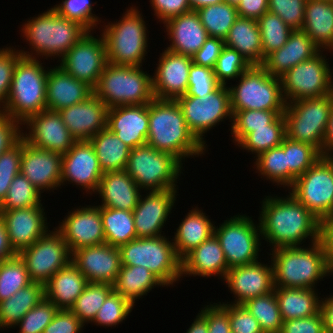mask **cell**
<instances>
[{"instance_id":"50","label":"cell","mask_w":333,"mask_h":333,"mask_svg":"<svg viewBox=\"0 0 333 333\" xmlns=\"http://www.w3.org/2000/svg\"><path fill=\"white\" fill-rule=\"evenodd\" d=\"M263 48V62L271 52L280 49L287 41L293 29L278 15L265 12L258 20Z\"/></svg>"},{"instance_id":"11","label":"cell","mask_w":333,"mask_h":333,"mask_svg":"<svg viewBox=\"0 0 333 333\" xmlns=\"http://www.w3.org/2000/svg\"><path fill=\"white\" fill-rule=\"evenodd\" d=\"M332 106L333 94L286 103V136L310 144L321 153Z\"/></svg>"},{"instance_id":"67","label":"cell","mask_w":333,"mask_h":333,"mask_svg":"<svg viewBox=\"0 0 333 333\" xmlns=\"http://www.w3.org/2000/svg\"><path fill=\"white\" fill-rule=\"evenodd\" d=\"M22 124L0 112V155L22 138Z\"/></svg>"},{"instance_id":"18","label":"cell","mask_w":333,"mask_h":333,"mask_svg":"<svg viewBox=\"0 0 333 333\" xmlns=\"http://www.w3.org/2000/svg\"><path fill=\"white\" fill-rule=\"evenodd\" d=\"M103 174L94 147L89 140L76 141L62 155V186L74 183L92 195L97 191Z\"/></svg>"},{"instance_id":"66","label":"cell","mask_w":333,"mask_h":333,"mask_svg":"<svg viewBox=\"0 0 333 333\" xmlns=\"http://www.w3.org/2000/svg\"><path fill=\"white\" fill-rule=\"evenodd\" d=\"M150 5L154 9V16L163 24L171 18L192 11L189 0H150Z\"/></svg>"},{"instance_id":"51","label":"cell","mask_w":333,"mask_h":333,"mask_svg":"<svg viewBox=\"0 0 333 333\" xmlns=\"http://www.w3.org/2000/svg\"><path fill=\"white\" fill-rule=\"evenodd\" d=\"M285 110H243L232 112L231 135L237 145L252 128H261L269 125L278 115Z\"/></svg>"},{"instance_id":"31","label":"cell","mask_w":333,"mask_h":333,"mask_svg":"<svg viewBox=\"0 0 333 333\" xmlns=\"http://www.w3.org/2000/svg\"><path fill=\"white\" fill-rule=\"evenodd\" d=\"M164 25L171 42L166 49L186 56L192 57L209 37L193 10L169 19Z\"/></svg>"},{"instance_id":"23","label":"cell","mask_w":333,"mask_h":333,"mask_svg":"<svg viewBox=\"0 0 333 333\" xmlns=\"http://www.w3.org/2000/svg\"><path fill=\"white\" fill-rule=\"evenodd\" d=\"M71 262L89 283L113 285L121 268V254L118 247L104 243L73 251Z\"/></svg>"},{"instance_id":"49","label":"cell","mask_w":333,"mask_h":333,"mask_svg":"<svg viewBox=\"0 0 333 333\" xmlns=\"http://www.w3.org/2000/svg\"><path fill=\"white\" fill-rule=\"evenodd\" d=\"M30 283L32 281L25 262L18 254L0 262V302L10 298Z\"/></svg>"},{"instance_id":"64","label":"cell","mask_w":333,"mask_h":333,"mask_svg":"<svg viewBox=\"0 0 333 333\" xmlns=\"http://www.w3.org/2000/svg\"><path fill=\"white\" fill-rule=\"evenodd\" d=\"M224 47V39L208 37L202 47L192 56V62L199 66L214 69Z\"/></svg>"},{"instance_id":"65","label":"cell","mask_w":333,"mask_h":333,"mask_svg":"<svg viewBox=\"0 0 333 333\" xmlns=\"http://www.w3.org/2000/svg\"><path fill=\"white\" fill-rule=\"evenodd\" d=\"M280 333H324L322 313L306 318L284 320Z\"/></svg>"},{"instance_id":"3","label":"cell","mask_w":333,"mask_h":333,"mask_svg":"<svg viewBox=\"0 0 333 333\" xmlns=\"http://www.w3.org/2000/svg\"><path fill=\"white\" fill-rule=\"evenodd\" d=\"M31 18L20 30L31 48V53L19 50L25 57L61 59L88 32L81 24L59 16L53 8Z\"/></svg>"},{"instance_id":"2","label":"cell","mask_w":333,"mask_h":333,"mask_svg":"<svg viewBox=\"0 0 333 333\" xmlns=\"http://www.w3.org/2000/svg\"><path fill=\"white\" fill-rule=\"evenodd\" d=\"M149 131L147 144L170 153L181 162L205 154L206 146L189 130L176 100L154 98L148 104Z\"/></svg>"},{"instance_id":"13","label":"cell","mask_w":333,"mask_h":333,"mask_svg":"<svg viewBox=\"0 0 333 333\" xmlns=\"http://www.w3.org/2000/svg\"><path fill=\"white\" fill-rule=\"evenodd\" d=\"M323 52L298 63L280 77L286 103L333 94V69Z\"/></svg>"},{"instance_id":"39","label":"cell","mask_w":333,"mask_h":333,"mask_svg":"<svg viewBox=\"0 0 333 333\" xmlns=\"http://www.w3.org/2000/svg\"><path fill=\"white\" fill-rule=\"evenodd\" d=\"M316 289L274 287L282 320L306 318L320 311Z\"/></svg>"},{"instance_id":"52","label":"cell","mask_w":333,"mask_h":333,"mask_svg":"<svg viewBox=\"0 0 333 333\" xmlns=\"http://www.w3.org/2000/svg\"><path fill=\"white\" fill-rule=\"evenodd\" d=\"M39 191L31 182L20 172L10 184L4 201L0 204V211L14 210L20 208L34 207L43 205Z\"/></svg>"},{"instance_id":"35","label":"cell","mask_w":333,"mask_h":333,"mask_svg":"<svg viewBox=\"0 0 333 333\" xmlns=\"http://www.w3.org/2000/svg\"><path fill=\"white\" fill-rule=\"evenodd\" d=\"M189 211L174 233V239L172 237L175 251L181 260L214 234V222L203 210L197 206Z\"/></svg>"},{"instance_id":"16","label":"cell","mask_w":333,"mask_h":333,"mask_svg":"<svg viewBox=\"0 0 333 333\" xmlns=\"http://www.w3.org/2000/svg\"><path fill=\"white\" fill-rule=\"evenodd\" d=\"M54 228L18 253L25 262L32 282L45 284L57 271L71 262L72 253L61 233Z\"/></svg>"},{"instance_id":"25","label":"cell","mask_w":333,"mask_h":333,"mask_svg":"<svg viewBox=\"0 0 333 333\" xmlns=\"http://www.w3.org/2000/svg\"><path fill=\"white\" fill-rule=\"evenodd\" d=\"M20 172L41 193L61 186L62 155L37 148L22 138Z\"/></svg>"},{"instance_id":"68","label":"cell","mask_w":333,"mask_h":333,"mask_svg":"<svg viewBox=\"0 0 333 333\" xmlns=\"http://www.w3.org/2000/svg\"><path fill=\"white\" fill-rule=\"evenodd\" d=\"M269 0H241L236 7L238 16L258 20L268 11Z\"/></svg>"},{"instance_id":"10","label":"cell","mask_w":333,"mask_h":333,"mask_svg":"<svg viewBox=\"0 0 333 333\" xmlns=\"http://www.w3.org/2000/svg\"><path fill=\"white\" fill-rule=\"evenodd\" d=\"M231 85V111L243 110H285L280 78L269 74L261 65H251Z\"/></svg>"},{"instance_id":"56","label":"cell","mask_w":333,"mask_h":333,"mask_svg":"<svg viewBox=\"0 0 333 333\" xmlns=\"http://www.w3.org/2000/svg\"><path fill=\"white\" fill-rule=\"evenodd\" d=\"M58 310L48 299H42L15 325L19 327L18 333H42Z\"/></svg>"},{"instance_id":"63","label":"cell","mask_w":333,"mask_h":333,"mask_svg":"<svg viewBox=\"0 0 333 333\" xmlns=\"http://www.w3.org/2000/svg\"><path fill=\"white\" fill-rule=\"evenodd\" d=\"M84 324L71 311L59 309L42 333H81Z\"/></svg>"},{"instance_id":"41","label":"cell","mask_w":333,"mask_h":333,"mask_svg":"<svg viewBox=\"0 0 333 333\" xmlns=\"http://www.w3.org/2000/svg\"><path fill=\"white\" fill-rule=\"evenodd\" d=\"M103 171L125 170L131 148L105 128L89 139Z\"/></svg>"},{"instance_id":"62","label":"cell","mask_w":333,"mask_h":333,"mask_svg":"<svg viewBox=\"0 0 333 333\" xmlns=\"http://www.w3.org/2000/svg\"><path fill=\"white\" fill-rule=\"evenodd\" d=\"M200 310L206 319L208 333H231L229 314L220 304L210 303Z\"/></svg>"},{"instance_id":"7","label":"cell","mask_w":333,"mask_h":333,"mask_svg":"<svg viewBox=\"0 0 333 333\" xmlns=\"http://www.w3.org/2000/svg\"><path fill=\"white\" fill-rule=\"evenodd\" d=\"M138 7L132 5L116 22L101 29L105 40L108 63L141 66L148 49L146 22Z\"/></svg>"},{"instance_id":"42","label":"cell","mask_w":333,"mask_h":333,"mask_svg":"<svg viewBox=\"0 0 333 333\" xmlns=\"http://www.w3.org/2000/svg\"><path fill=\"white\" fill-rule=\"evenodd\" d=\"M105 243L120 247L137 238L132 211L100 206Z\"/></svg>"},{"instance_id":"24","label":"cell","mask_w":333,"mask_h":333,"mask_svg":"<svg viewBox=\"0 0 333 333\" xmlns=\"http://www.w3.org/2000/svg\"><path fill=\"white\" fill-rule=\"evenodd\" d=\"M269 262L270 265L258 261L229 268L223 281L234 295L231 304H243L274 291V269Z\"/></svg>"},{"instance_id":"59","label":"cell","mask_w":333,"mask_h":333,"mask_svg":"<svg viewBox=\"0 0 333 333\" xmlns=\"http://www.w3.org/2000/svg\"><path fill=\"white\" fill-rule=\"evenodd\" d=\"M220 85L212 68L192 63L189 70L188 90L184 96L201 98L215 91Z\"/></svg>"},{"instance_id":"43","label":"cell","mask_w":333,"mask_h":333,"mask_svg":"<svg viewBox=\"0 0 333 333\" xmlns=\"http://www.w3.org/2000/svg\"><path fill=\"white\" fill-rule=\"evenodd\" d=\"M286 137V122L284 115H278L269 125L261 128H252L236 146L252 152L257 157L262 152L282 144Z\"/></svg>"},{"instance_id":"33","label":"cell","mask_w":333,"mask_h":333,"mask_svg":"<svg viewBox=\"0 0 333 333\" xmlns=\"http://www.w3.org/2000/svg\"><path fill=\"white\" fill-rule=\"evenodd\" d=\"M228 270L223 249L214 234L182 259V278L198 275L224 279Z\"/></svg>"},{"instance_id":"69","label":"cell","mask_w":333,"mask_h":333,"mask_svg":"<svg viewBox=\"0 0 333 333\" xmlns=\"http://www.w3.org/2000/svg\"><path fill=\"white\" fill-rule=\"evenodd\" d=\"M327 255H333V212L320 221V239Z\"/></svg>"},{"instance_id":"55","label":"cell","mask_w":333,"mask_h":333,"mask_svg":"<svg viewBox=\"0 0 333 333\" xmlns=\"http://www.w3.org/2000/svg\"><path fill=\"white\" fill-rule=\"evenodd\" d=\"M251 65L235 49L225 46L217 59L214 75L221 85L229 84L227 80H235L241 76Z\"/></svg>"},{"instance_id":"20","label":"cell","mask_w":333,"mask_h":333,"mask_svg":"<svg viewBox=\"0 0 333 333\" xmlns=\"http://www.w3.org/2000/svg\"><path fill=\"white\" fill-rule=\"evenodd\" d=\"M69 247L70 252L105 243L100 206L87 205L70 210L56 228Z\"/></svg>"},{"instance_id":"27","label":"cell","mask_w":333,"mask_h":333,"mask_svg":"<svg viewBox=\"0 0 333 333\" xmlns=\"http://www.w3.org/2000/svg\"><path fill=\"white\" fill-rule=\"evenodd\" d=\"M108 108L94 93L85 101L68 106L58 113L70 134L77 140H89L106 128Z\"/></svg>"},{"instance_id":"48","label":"cell","mask_w":333,"mask_h":333,"mask_svg":"<svg viewBox=\"0 0 333 333\" xmlns=\"http://www.w3.org/2000/svg\"><path fill=\"white\" fill-rule=\"evenodd\" d=\"M256 173L266 180H270L273 184L288 188V165L286 153L283 150V142L281 145L262 152L255 157ZM277 183V184H276Z\"/></svg>"},{"instance_id":"70","label":"cell","mask_w":333,"mask_h":333,"mask_svg":"<svg viewBox=\"0 0 333 333\" xmlns=\"http://www.w3.org/2000/svg\"><path fill=\"white\" fill-rule=\"evenodd\" d=\"M320 312L324 321V332L333 333V295L321 298Z\"/></svg>"},{"instance_id":"57","label":"cell","mask_w":333,"mask_h":333,"mask_svg":"<svg viewBox=\"0 0 333 333\" xmlns=\"http://www.w3.org/2000/svg\"><path fill=\"white\" fill-rule=\"evenodd\" d=\"M22 138L0 155V204L4 201L14 177L20 173Z\"/></svg>"},{"instance_id":"26","label":"cell","mask_w":333,"mask_h":333,"mask_svg":"<svg viewBox=\"0 0 333 333\" xmlns=\"http://www.w3.org/2000/svg\"><path fill=\"white\" fill-rule=\"evenodd\" d=\"M42 206L0 211L9 242L17 254L49 230L45 208Z\"/></svg>"},{"instance_id":"22","label":"cell","mask_w":333,"mask_h":333,"mask_svg":"<svg viewBox=\"0 0 333 333\" xmlns=\"http://www.w3.org/2000/svg\"><path fill=\"white\" fill-rule=\"evenodd\" d=\"M152 76L153 94L156 99L176 100L188 90L189 70L192 57L168 49L160 53Z\"/></svg>"},{"instance_id":"72","label":"cell","mask_w":333,"mask_h":333,"mask_svg":"<svg viewBox=\"0 0 333 333\" xmlns=\"http://www.w3.org/2000/svg\"><path fill=\"white\" fill-rule=\"evenodd\" d=\"M16 255L17 253L14 251L9 242L5 224L0 217V262Z\"/></svg>"},{"instance_id":"9","label":"cell","mask_w":333,"mask_h":333,"mask_svg":"<svg viewBox=\"0 0 333 333\" xmlns=\"http://www.w3.org/2000/svg\"><path fill=\"white\" fill-rule=\"evenodd\" d=\"M182 169L183 163L174 155L145 144L131 149L125 171L145 192L178 189Z\"/></svg>"},{"instance_id":"40","label":"cell","mask_w":333,"mask_h":333,"mask_svg":"<svg viewBox=\"0 0 333 333\" xmlns=\"http://www.w3.org/2000/svg\"><path fill=\"white\" fill-rule=\"evenodd\" d=\"M44 298V284L32 282L0 302V329L14 328L23 316Z\"/></svg>"},{"instance_id":"77","label":"cell","mask_w":333,"mask_h":333,"mask_svg":"<svg viewBox=\"0 0 333 333\" xmlns=\"http://www.w3.org/2000/svg\"><path fill=\"white\" fill-rule=\"evenodd\" d=\"M316 1H326V2H332L333 3V0H316Z\"/></svg>"},{"instance_id":"17","label":"cell","mask_w":333,"mask_h":333,"mask_svg":"<svg viewBox=\"0 0 333 333\" xmlns=\"http://www.w3.org/2000/svg\"><path fill=\"white\" fill-rule=\"evenodd\" d=\"M88 31L70 50L58 61L71 76L87 83L94 88L104 71L108 60L103 35L97 38Z\"/></svg>"},{"instance_id":"32","label":"cell","mask_w":333,"mask_h":333,"mask_svg":"<svg viewBox=\"0 0 333 333\" xmlns=\"http://www.w3.org/2000/svg\"><path fill=\"white\" fill-rule=\"evenodd\" d=\"M95 193L101 196L98 206L133 211L142 192L125 170H119L105 172Z\"/></svg>"},{"instance_id":"71","label":"cell","mask_w":333,"mask_h":333,"mask_svg":"<svg viewBox=\"0 0 333 333\" xmlns=\"http://www.w3.org/2000/svg\"><path fill=\"white\" fill-rule=\"evenodd\" d=\"M321 157L333 159V106L331 107L329 119L324 136Z\"/></svg>"},{"instance_id":"5","label":"cell","mask_w":333,"mask_h":333,"mask_svg":"<svg viewBox=\"0 0 333 333\" xmlns=\"http://www.w3.org/2000/svg\"><path fill=\"white\" fill-rule=\"evenodd\" d=\"M39 58L21 56L15 65L5 107L0 111L23 124L29 117L47 109L46 89L49 67ZM45 68V69H44Z\"/></svg>"},{"instance_id":"21","label":"cell","mask_w":333,"mask_h":333,"mask_svg":"<svg viewBox=\"0 0 333 333\" xmlns=\"http://www.w3.org/2000/svg\"><path fill=\"white\" fill-rule=\"evenodd\" d=\"M177 192V189L152 190L146 192V196L140 195L138 204L132 211L137 238L165 234L162 228L166 224L168 215L172 213Z\"/></svg>"},{"instance_id":"58","label":"cell","mask_w":333,"mask_h":333,"mask_svg":"<svg viewBox=\"0 0 333 333\" xmlns=\"http://www.w3.org/2000/svg\"><path fill=\"white\" fill-rule=\"evenodd\" d=\"M307 0H269L268 11L278 15L293 30H301Z\"/></svg>"},{"instance_id":"19","label":"cell","mask_w":333,"mask_h":333,"mask_svg":"<svg viewBox=\"0 0 333 333\" xmlns=\"http://www.w3.org/2000/svg\"><path fill=\"white\" fill-rule=\"evenodd\" d=\"M26 124V125H25ZM22 128V138L29 144L63 155L77 141L69 132L60 114L56 111L44 110L29 117Z\"/></svg>"},{"instance_id":"29","label":"cell","mask_w":333,"mask_h":333,"mask_svg":"<svg viewBox=\"0 0 333 333\" xmlns=\"http://www.w3.org/2000/svg\"><path fill=\"white\" fill-rule=\"evenodd\" d=\"M321 49L302 30H293L288 41L268 54L261 65L274 77H282L293 66L317 55Z\"/></svg>"},{"instance_id":"76","label":"cell","mask_w":333,"mask_h":333,"mask_svg":"<svg viewBox=\"0 0 333 333\" xmlns=\"http://www.w3.org/2000/svg\"><path fill=\"white\" fill-rule=\"evenodd\" d=\"M224 2L237 7L239 5V3L241 2V0H224Z\"/></svg>"},{"instance_id":"34","label":"cell","mask_w":333,"mask_h":333,"mask_svg":"<svg viewBox=\"0 0 333 333\" xmlns=\"http://www.w3.org/2000/svg\"><path fill=\"white\" fill-rule=\"evenodd\" d=\"M88 283L86 277L70 262L44 284L45 298L58 309L70 310Z\"/></svg>"},{"instance_id":"74","label":"cell","mask_w":333,"mask_h":333,"mask_svg":"<svg viewBox=\"0 0 333 333\" xmlns=\"http://www.w3.org/2000/svg\"><path fill=\"white\" fill-rule=\"evenodd\" d=\"M224 2V0H189L191 10L196 11L201 7Z\"/></svg>"},{"instance_id":"44","label":"cell","mask_w":333,"mask_h":333,"mask_svg":"<svg viewBox=\"0 0 333 333\" xmlns=\"http://www.w3.org/2000/svg\"><path fill=\"white\" fill-rule=\"evenodd\" d=\"M196 12L209 37L221 39L226 38L230 28L239 17L236 7L226 2L204 6Z\"/></svg>"},{"instance_id":"28","label":"cell","mask_w":333,"mask_h":333,"mask_svg":"<svg viewBox=\"0 0 333 333\" xmlns=\"http://www.w3.org/2000/svg\"><path fill=\"white\" fill-rule=\"evenodd\" d=\"M106 128L131 149L147 144L149 131L148 104L109 108Z\"/></svg>"},{"instance_id":"73","label":"cell","mask_w":333,"mask_h":333,"mask_svg":"<svg viewBox=\"0 0 333 333\" xmlns=\"http://www.w3.org/2000/svg\"><path fill=\"white\" fill-rule=\"evenodd\" d=\"M193 321L186 333H208L206 319L200 313H198Z\"/></svg>"},{"instance_id":"54","label":"cell","mask_w":333,"mask_h":333,"mask_svg":"<svg viewBox=\"0 0 333 333\" xmlns=\"http://www.w3.org/2000/svg\"><path fill=\"white\" fill-rule=\"evenodd\" d=\"M92 6L94 5L91 0H62L60 4L54 5L52 8L59 16L81 24L88 31H93L101 20L92 13Z\"/></svg>"},{"instance_id":"12","label":"cell","mask_w":333,"mask_h":333,"mask_svg":"<svg viewBox=\"0 0 333 333\" xmlns=\"http://www.w3.org/2000/svg\"><path fill=\"white\" fill-rule=\"evenodd\" d=\"M214 235L220 242L229 268L258 262L262 237L259 223L255 224L252 217L234 215L219 227L214 226Z\"/></svg>"},{"instance_id":"53","label":"cell","mask_w":333,"mask_h":333,"mask_svg":"<svg viewBox=\"0 0 333 333\" xmlns=\"http://www.w3.org/2000/svg\"><path fill=\"white\" fill-rule=\"evenodd\" d=\"M134 306L114 290L107 296L91 323L97 326L111 327L123 322L132 312Z\"/></svg>"},{"instance_id":"30","label":"cell","mask_w":333,"mask_h":333,"mask_svg":"<svg viewBox=\"0 0 333 333\" xmlns=\"http://www.w3.org/2000/svg\"><path fill=\"white\" fill-rule=\"evenodd\" d=\"M93 94V88L76 79L59 65L50 68L47 76V110L60 111L85 101Z\"/></svg>"},{"instance_id":"1","label":"cell","mask_w":333,"mask_h":333,"mask_svg":"<svg viewBox=\"0 0 333 333\" xmlns=\"http://www.w3.org/2000/svg\"><path fill=\"white\" fill-rule=\"evenodd\" d=\"M285 197L265 196L259 216L261 237L272 247L301 246L320 239V220L289 191Z\"/></svg>"},{"instance_id":"38","label":"cell","mask_w":333,"mask_h":333,"mask_svg":"<svg viewBox=\"0 0 333 333\" xmlns=\"http://www.w3.org/2000/svg\"><path fill=\"white\" fill-rule=\"evenodd\" d=\"M156 286L166 285L149 269L143 266L121 265L113 290L135 306L137 299L143 298L142 296L147 295Z\"/></svg>"},{"instance_id":"46","label":"cell","mask_w":333,"mask_h":333,"mask_svg":"<svg viewBox=\"0 0 333 333\" xmlns=\"http://www.w3.org/2000/svg\"><path fill=\"white\" fill-rule=\"evenodd\" d=\"M243 305L257 319L263 333H280L283 320L275 291L248 299Z\"/></svg>"},{"instance_id":"8","label":"cell","mask_w":333,"mask_h":333,"mask_svg":"<svg viewBox=\"0 0 333 333\" xmlns=\"http://www.w3.org/2000/svg\"><path fill=\"white\" fill-rule=\"evenodd\" d=\"M119 250L121 265L143 266L167 287L182 277V260L177 256L172 240L165 235L136 238L121 245Z\"/></svg>"},{"instance_id":"60","label":"cell","mask_w":333,"mask_h":333,"mask_svg":"<svg viewBox=\"0 0 333 333\" xmlns=\"http://www.w3.org/2000/svg\"><path fill=\"white\" fill-rule=\"evenodd\" d=\"M218 303L229 314L231 333H263L257 319L243 304Z\"/></svg>"},{"instance_id":"36","label":"cell","mask_w":333,"mask_h":333,"mask_svg":"<svg viewBox=\"0 0 333 333\" xmlns=\"http://www.w3.org/2000/svg\"><path fill=\"white\" fill-rule=\"evenodd\" d=\"M225 46L239 52L250 65L263 64V48L256 19L238 17L230 28Z\"/></svg>"},{"instance_id":"15","label":"cell","mask_w":333,"mask_h":333,"mask_svg":"<svg viewBox=\"0 0 333 333\" xmlns=\"http://www.w3.org/2000/svg\"><path fill=\"white\" fill-rule=\"evenodd\" d=\"M289 191L317 219H324L333 212V159L320 157Z\"/></svg>"},{"instance_id":"14","label":"cell","mask_w":333,"mask_h":333,"mask_svg":"<svg viewBox=\"0 0 333 333\" xmlns=\"http://www.w3.org/2000/svg\"><path fill=\"white\" fill-rule=\"evenodd\" d=\"M189 130L205 146V133L228 119L232 125L230 91L228 86L220 85L215 91L201 98L181 96L176 99ZM204 136V137H203Z\"/></svg>"},{"instance_id":"6","label":"cell","mask_w":333,"mask_h":333,"mask_svg":"<svg viewBox=\"0 0 333 333\" xmlns=\"http://www.w3.org/2000/svg\"><path fill=\"white\" fill-rule=\"evenodd\" d=\"M93 93L107 108L125 105L149 104L155 97L152 75L141 66H124L107 63Z\"/></svg>"},{"instance_id":"61","label":"cell","mask_w":333,"mask_h":333,"mask_svg":"<svg viewBox=\"0 0 333 333\" xmlns=\"http://www.w3.org/2000/svg\"><path fill=\"white\" fill-rule=\"evenodd\" d=\"M14 47L0 48V111L5 107L11 84L13 71L19 58L22 56Z\"/></svg>"},{"instance_id":"45","label":"cell","mask_w":333,"mask_h":333,"mask_svg":"<svg viewBox=\"0 0 333 333\" xmlns=\"http://www.w3.org/2000/svg\"><path fill=\"white\" fill-rule=\"evenodd\" d=\"M288 165V189L297 177L303 175L320 157V152L310 144L294 141L287 136L283 140Z\"/></svg>"},{"instance_id":"75","label":"cell","mask_w":333,"mask_h":333,"mask_svg":"<svg viewBox=\"0 0 333 333\" xmlns=\"http://www.w3.org/2000/svg\"><path fill=\"white\" fill-rule=\"evenodd\" d=\"M333 274V255H327V276Z\"/></svg>"},{"instance_id":"47","label":"cell","mask_w":333,"mask_h":333,"mask_svg":"<svg viewBox=\"0 0 333 333\" xmlns=\"http://www.w3.org/2000/svg\"><path fill=\"white\" fill-rule=\"evenodd\" d=\"M112 291L111 284L88 283L70 310L84 325L91 323Z\"/></svg>"},{"instance_id":"4","label":"cell","mask_w":333,"mask_h":333,"mask_svg":"<svg viewBox=\"0 0 333 333\" xmlns=\"http://www.w3.org/2000/svg\"><path fill=\"white\" fill-rule=\"evenodd\" d=\"M280 247L272 250L274 287L315 289L327 276V254L320 241L308 247Z\"/></svg>"},{"instance_id":"37","label":"cell","mask_w":333,"mask_h":333,"mask_svg":"<svg viewBox=\"0 0 333 333\" xmlns=\"http://www.w3.org/2000/svg\"><path fill=\"white\" fill-rule=\"evenodd\" d=\"M311 40L321 49L329 53L333 51V3L307 0L305 17L302 25Z\"/></svg>"}]
</instances>
